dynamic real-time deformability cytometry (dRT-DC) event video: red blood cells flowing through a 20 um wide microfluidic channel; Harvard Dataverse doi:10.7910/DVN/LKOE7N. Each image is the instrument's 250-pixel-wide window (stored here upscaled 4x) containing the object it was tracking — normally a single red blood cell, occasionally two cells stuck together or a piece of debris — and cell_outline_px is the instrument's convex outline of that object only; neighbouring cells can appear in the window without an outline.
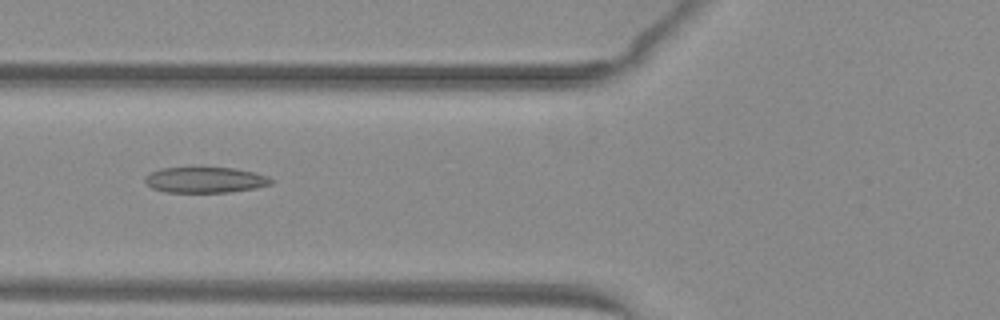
{"species": "common noctule bat (a hibernating species)", "species_latin": "Nyctalus noctula", "temperature_condition": "warm", "stored_images_in_passage": 25, "camera_frame_rate_fps": 3000, "um_per_image_px": 0.085, "animal": {"sex": "female", "body_mass_g": 29.2, "forearm_length_mm": 56.3}, "frame": {"image": 1, "passage_image": 12, "time_ms": 3.667, "image_size_px": [1000, 320], "cell_outline_px": [[276, 180], [272, 184], [256, 188], [228, 192], [164, 192], [152, 188], [144, 180], [144, 176], [160, 168], [192, 164], [232, 168], [256, 172], [268, 176]], "centroid_in_image_um": [17.44, 15.24], "position_along_channel_um": 108.4, "area_um2": 20.0}}
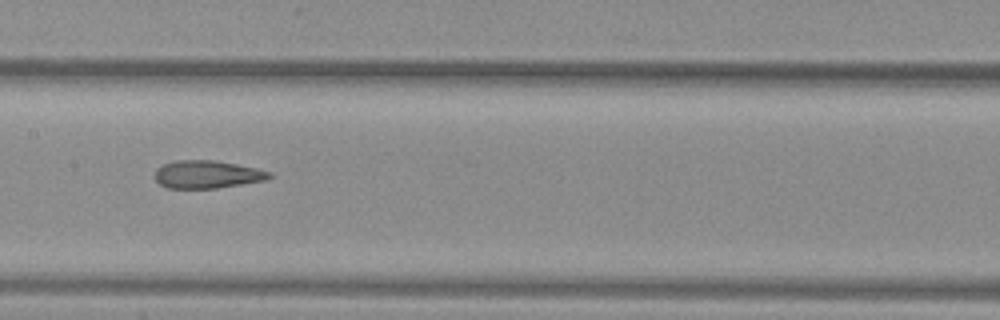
{"frame": {"image": 2, "passage_image": 18, "time_ms": 5.667, "image_size_px": [1000, 320], "cell_outline_px": [[272, 176], [264, 180], [216, 188], [168, 188], [160, 184], [152, 176], [156, 168], [172, 160], [216, 160], [256, 168], [272, 172]], "centroid_in_image_um": [17.55, 14.81], "position_along_channel_um": 189.9, "area_um2": 18.61}}
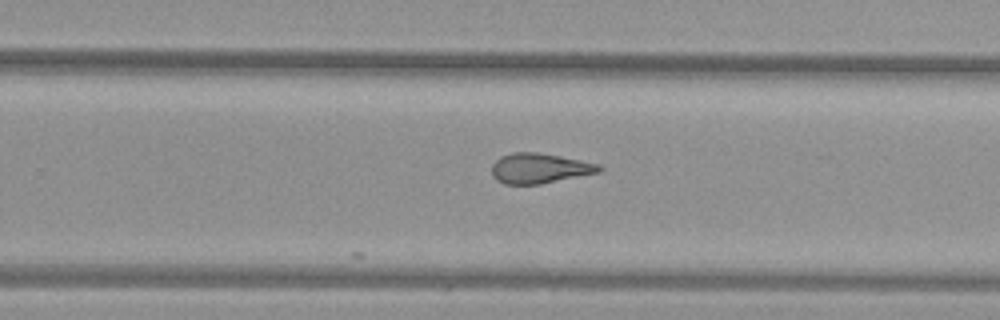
{"frame": {"image": 3, "passage_image": 25, "time_ms": 8.0, "image_size_px": [1000, 320], "cell_outline_px": [[604, 168], [600, 172], [540, 184], [504, 184], [496, 180], [492, 176], [492, 164], [500, 156], [512, 152], [536, 152], [560, 156], [600, 164]], "centroid_in_image_um": [45.85, 14.3], "position_along_channel_um": 284.0, "area_um2": 18.9}}